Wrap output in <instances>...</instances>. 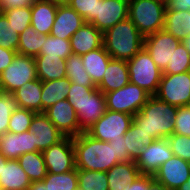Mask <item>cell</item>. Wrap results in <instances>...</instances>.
<instances>
[{
	"instance_id": "obj_1",
	"label": "cell",
	"mask_w": 190,
	"mask_h": 190,
	"mask_svg": "<svg viewBox=\"0 0 190 190\" xmlns=\"http://www.w3.org/2000/svg\"><path fill=\"white\" fill-rule=\"evenodd\" d=\"M73 146L77 170L107 172L119 163L113 145L97 140L87 132L73 137Z\"/></svg>"
},
{
	"instance_id": "obj_2",
	"label": "cell",
	"mask_w": 190,
	"mask_h": 190,
	"mask_svg": "<svg viewBox=\"0 0 190 190\" xmlns=\"http://www.w3.org/2000/svg\"><path fill=\"white\" fill-rule=\"evenodd\" d=\"M177 107L155 95L150 96L141 110L133 116V122L154 139L168 138L173 134Z\"/></svg>"
},
{
	"instance_id": "obj_3",
	"label": "cell",
	"mask_w": 190,
	"mask_h": 190,
	"mask_svg": "<svg viewBox=\"0 0 190 190\" xmlns=\"http://www.w3.org/2000/svg\"><path fill=\"white\" fill-rule=\"evenodd\" d=\"M67 100L77 114L82 132L88 131L106 111L105 94L97 87L70 83Z\"/></svg>"
},
{
	"instance_id": "obj_4",
	"label": "cell",
	"mask_w": 190,
	"mask_h": 190,
	"mask_svg": "<svg viewBox=\"0 0 190 190\" xmlns=\"http://www.w3.org/2000/svg\"><path fill=\"white\" fill-rule=\"evenodd\" d=\"M144 38L127 18L103 33V46L112 59L129 60L144 47Z\"/></svg>"
},
{
	"instance_id": "obj_5",
	"label": "cell",
	"mask_w": 190,
	"mask_h": 190,
	"mask_svg": "<svg viewBox=\"0 0 190 190\" xmlns=\"http://www.w3.org/2000/svg\"><path fill=\"white\" fill-rule=\"evenodd\" d=\"M166 4L159 0H129L128 18L144 36L164 28Z\"/></svg>"
},
{
	"instance_id": "obj_6",
	"label": "cell",
	"mask_w": 190,
	"mask_h": 190,
	"mask_svg": "<svg viewBox=\"0 0 190 190\" xmlns=\"http://www.w3.org/2000/svg\"><path fill=\"white\" fill-rule=\"evenodd\" d=\"M130 82L143 88L151 96L157 93L162 70L157 67L149 52L143 47L127 60Z\"/></svg>"
},
{
	"instance_id": "obj_7",
	"label": "cell",
	"mask_w": 190,
	"mask_h": 190,
	"mask_svg": "<svg viewBox=\"0 0 190 190\" xmlns=\"http://www.w3.org/2000/svg\"><path fill=\"white\" fill-rule=\"evenodd\" d=\"M151 95L143 88L129 82L124 87L105 93L106 109L136 115Z\"/></svg>"
},
{
	"instance_id": "obj_8",
	"label": "cell",
	"mask_w": 190,
	"mask_h": 190,
	"mask_svg": "<svg viewBox=\"0 0 190 190\" xmlns=\"http://www.w3.org/2000/svg\"><path fill=\"white\" fill-rule=\"evenodd\" d=\"M35 79H37L35 57L17 53L12 63L0 75V87L4 93H13Z\"/></svg>"
},
{
	"instance_id": "obj_9",
	"label": "cell",
	"mask_w": 190,
	"mask_h": 190,
	"mask_svg": "<svg viewBox=\"0 0 190 190\" xmlns=\"http://www.w3.org/2000/svg\"><path fill=\"white\" fill-rule=\"evenodd\" d=\"M155 96L176 107L190 105V71L162 74Z\"/></svg>"
},
{
	"instance_id": "obj_10",
	"label": "cell",
	"mask_w": 190,
	"mask_h": 190,
	"mask_svg": "<svg viewBox=\"0 0 190 190\" xmlns=\"http://www.w3.org/2000/svg\"><path fill=\"white\" fill-rule=\"evenodd\" d=\"M132 122V115L106 109L101 119L86 132L97 140L110 142L125 135Z\"/></svg>"
},
{
	"instance_id": "obj_11",
	"label": "cell",
	"mask_w": 190,
	"mask_h": 190,
	"mask_svg": "<svg viewBox=\"0 0 190 190\" xmlns=\"http://www.w3.org/2000/svg\"><path fill=\"white\" fill-rule=\"evenodd\" d=\"M42 154L49 173H67L76 168L73 137H65L42 151Z\"/></svg>"
},
{
	"instance_id": "obj_12",
	"label": "cell",
	"mask_w": 190,
	"mask_h": 190,
	"mask_svg": "<svg viewBox=\"0 0 190 190\" xmlns=\"http://www.w3.org/2000/svg\"><path fill=\"white\" fill-rule=\"evenodd\" d=\"M181 43L164 29L144 38V47L149 52L152 60L162 71L166 68L177 46Z\"/></svg>"
},
{
	"instance_id": "obj_13",
	"label": "cell",
	"mask_w": 190,
	"mask_h": 190,
	"mask_svg": "<svg viewBox=\"0 0 190 190\" xmlns=\"http://www.w3.org/2000/svg\"><path fill=\"white\" fill-rule=\"evenodd\" d=\"M173 156V152L167 138L154 139L146 146L135 163L140 174L152 175L158 171L159 167Z\"/></svg>"
},
{
	"instance_id": "obj_14",
	"label": "cell",
	"mask_w": 190,
	"mask_h": 190,
	"mask_svg": "<svg viewBox=\"0 0 190 190\" xmlns=\"http://www.w3.org/2000/svg\"><path fill=\"white\" fill-rule=\"evenodd\" d=\"M129 0H97L94 20L90 23L104 33L128 18Z\"/></svg>"
},
{
	"instance_id": "obj_15",
	"label": "cell",
	"mask_w": 190,
	"mask_h": 190,
	"mask_svg": "<svg viewBox=\"0 0 190 190\" xmlns=\"http://www.w3.org/2000/svg\"><path fill=\"white\" fill-rule=\"evenodd\" d=\"M44 113L65 137H75L82 133L77 114L67 99L50 106Z\"/></svg>"
},
{
	"instance_id": "obj_16",
	"label": "cell",
	"mask_w": 190,
	"mask_h": 190,
	"mask_svg": "<svg viewBox=\"0 0 190 190\" xmlns=\"http://www.w3.org/2000/svg\"><path fill=\"white\" fill-rule=\"evenodd\" d=\"M190 176V162L172 156L154 174V179L168 190H177Z\"/></svg>"
},
{
	"instance_id": "obj_17",
	"label": "cell",
	"mask_w": 190,
	"mask_h": 190,
	"mask_svg": "<svg viewBox=\"0 0 190 190\" xmlns=\"http://www.w3.org/2000/svg\"><path fill=\"white\" fill-rule=\"evenodd\" d=\"M29 131L33 133L34 144L41 152L65 138L44 112L35 113Z\"/></svg>"
},
{
	"instance_id": "obj_18",
	"label": "cell",
	"mask_w": 190,
	"mask_h": 190,
	"mask_svg": "<svg viewBox=\"0 0 190 190\" xmlns=\"http://www.w3.org/2000/svg\"><path fill=\"white\" fill-rule=\"evenodd\" d=\"M84 23V19L67 3L58 4L50 35L70 39Z\"/></svg>"
},
{
	"instance_id": "obj_19",
	"label": "cell",
	"mask_w": 190,
	"mask_h": 190,
	"mask_svg": "<svg viewBox=\"0 0 190 190\" xmlns=\"http://www.w3.org/2000/svg\"><path fill=\"white\" fill-rule=\"evenodd\" d=\"M73 54L83 55L103 45V33L90 23H84L70 38Z\"/></svg>"
},
{
	"instance_id": "obj_20",
	"label": "cell",
	"mask_w": 190,
	"mask_h": 190,
	"mask_svg": "<svg viewBox=\"0 0 190 190\" xmlns=\"http://www.w3.org/2000/svg\"><path fill=\"white\" fill-rule=\"evenodd\" d=\"M130 82L127 60L111 59L102 81L97 85L104 94L118 90Z\"/></svg>"
},
{
	"instance_id": "obj_21",
	"label": "cell",
	"mask_w": 190,
	"mask_h": 190,
	"mask_svg": "<svg viewBox=\"0 0 190 190\" xmlns=\"http://www.w3.org/2000/svg\"><path fill=\"white\" fill-rule=\"evenodd\" d=\"M58 3L51 0H36L31 6V26L41 35H50Z\"/></svg>"
},
{
	"instance_id": "obj_22",
	"label": "cell",
	"mask_w": 190,
	"mask_h": 190,
	"mask_svg": "<svg viewBox=\"0 0 190 190\" xmlns=\"http://www.w3.org/2000/svg\"><path fill=\"white\" fill-rule=\"evenodd\" d=\"M30 185L31 181L18 160L9 159L3 165L0 175L1 190H27Z\"/></svg>"
},
{
	"instance_id": "obj_23",
	"label": "cell",
	"mask_w": 190,
	"mask_h": 190,
	"mask_svg": "<svg viewBox=\"0 0 190 190\" xmlns=\"http://www.w3.org/2000/svg\"><path fill=\"white\" fill-rule=\"evenodd\" d=\"M108 190H125L141 174L135 161L120 162L107 172Z\"/></svg>"
},
{
	"instance_id": "obj_24",
	"label": "cell",
	"mask_w": 190,
	"mask_h": 190,
	"mask_svg": "<svg viewBox=\"0 0 190 190\" xmlns=\"http://www.w3.org/2000/svg\"><path fill=\"white\" fill-rule=\"evenodd\" d=\"M81 58L85 71L89 74L93 83L97 86L102 81L106 67L112 57L102 45L100 48L81 55Z\"/></svg>"
},
{
	"instance_id": "obj_25",
	"label": "cell",
	"mask_w": 190,
	"mask_h": 190,
	"mask_svg": "<svg viewBox=\"0 0 190 190\" xmlns=\"http://www.w3.org/2000/svg\"><path fill=\"white\" fill-rule=\"evenodd\" d=\"M12 94L17 101L18 108L29 109L36 113L41 112L42 80L37 78L27 82Z\"/></svg>"
},
{
	"instance_id": "obj_26",
	"label": "cell",
	"mask_w": 190,
	"mask_h": 190,
	"mask_svg": "<svg viewBox=\"0 0 190 190\" xmlns=\"http://www.w3.org/2000/svg\"><path fill=\"white\" fill-rule=\"evenodd\" d=\"M37 78L42 81L58 80L66 77V60L61 57L39 55L35 57Z\"/></svg>"
},
{
	"instance_id": "obj_27",
	"label": "cell",
	"mask_w": 190,
	"mask_h": 190,
	"mask_svg": "<svg viewBox=\"0 0 190 190\" xmlns=\"http://www.w3.org/2000/svg\"><path fill=\"white\" fill-rule=\"evenodd\" d=\"M70 81L67 77L42 81L41 112H44L55 103L67 99Z\"/></svg>"
},
{
	"instance_id": "obj_28",
	"label": "cell",
	"mask_w": 190,
	"mask_h": 190,
	"mask_svg": "<svg viewBox=\"0 0 190 190\" xmlns=\"http://www.w3.org/2000/svg\"><path fill=\"white\" fill-rule=\"evenodd\" d=\"M163 29L181 41L190 34L189 11L166 9Z\"/></svg>"
},
{
	"instance_id": "obj_29",
	"label": "cell",
	"mask_w": 190,
	"mask_h": 190,
	"mask_svg": "<svg viewBox=\"0 0 190 190\" xmlns=\"http://www.w3.org/2000/svg\"><path fill=\"white\" fill-rule=\"evenodd\" d=\"M154 138L150 134L145 133L132 122L128 131L124 135V142L128 150V161L136 159L140 156L141 151L152 143Z\"/></svg>"
},
{
	"instance_id": "obj_30",
	"label": "cell",
	"mask_w": 190,
	"mask_h": 190,
	"mask_svg": "<svg viewBox=\"0 0 190 190\" xmlns=\"http://www.w3.org/2000/svg\"><path fill=\"white\" fill-rule=\"evenodd\" d=\"M31 182L42 181L47 168L41 151L27 152L17 159Z\"/></svg>"
},
{
	"instance_id": "obj_31",
	"label": "cell",
	"mask_w": 190,
	"mask_h": 190,
	"mask_svg": "<svg viewBox=\"0 0 190 190\" xmlns=\"http://www.w3.org/2000/svg\"><path fill=\"white\" fill-rule=\"evenodd\" d=\"M47 35H41L32 26H29L21 34H19V45L17 53L25 56H39Z\"/></svg>"
},
{
	"instance_id": "obj_32",
	"label": "cell",
	"mask_w": 190,
	"mask_h": 190,
	"mask_svg": "<svg viewBox=\"0 0 190 190\" xmlns=\"http://www.w3.org/2000/svg\"><path fill=\"white\" fill-rule=\"evenodd\" d=\"M66 77L71 83L84 87H97L85 71L81 55L71 54L66 59Z\"/></svg>"
},
{
	"instance_id": "obj_33",
	"label": "cell",
	"mask_w": 190,
	"mask_h": 190,
	"mask_svg": "<svg viewBox=\"0 0 190 190\" xmlns=\"http://www.w3.org/2000/svg\"><path fill=\"white\" fill-rule=\"evenodd\" d=\"M42 181L49 190H78V170L61 174L47 172Z\"/></svg>"
},
{
	"instance_id": "obj_34",
	"label": "cell",
	"mask_w": 190,
	"mask_h": 190,
	"mask_svg": "<svg viewBox=\"0 0 190 190\" xmlns=\"http://www.w3.org/2000/svg\"><path fill=\"white\" fill-rule=\"evenodd\" d=\"M79 190H108L107 173L102 171L78 170Z\"/></svg>"
},
{
	"instance_id": "obj_35",
	"label": "cell",
	"mask_w": 190,
	"mask_h": 190,
	"mask_svg": "<svg viewBox=\"0 0 190 190\" xmlns=\"http://www.w3.org/2000/svg\"><path fill=\"white\" fill-rule=\"evenodd\" d=\"M71 54H73V52L70 45V39H62L52 35H47V39L39 52V55L59 56L64 60Z\"/></svg>"
},
{
	"instance_id": "obj_36",
	"label": "cell",
	"mask_w": 190,
	"mask_h": 190,
	"mask_svg": "<svg viewBox=\"0 0 190 190\" xmlns=\"http://www.w3.org/2000/svg\"><path fill=\"white\" fill-rule=\"evenodd\" d=\"M190 71V52L182 44L175 49L171 62H168L162 74H179Z\"/></svg>"
},
{
	"instance_id": "obj_37",
	"label": "cell",
	"mask_w": 190,
	"mask_h": 190,
	"mask_svg": "<svg viewBox=\"0 0 190 190\" xmlns=\"http://www.w3.org/2000/svg\"><path fill=\"white\" fill-rule=\"evenodd\" d=\"M2 13L19 34L31 26V6L26 8L4 9Z\"/></svg>"
},
{
	"instance_id": "obj_38",
	"label": "cell",
	"mask_w": 190,
	"mask_h": 190,
	"mask_svg": "<svg viewBox=\"0 0 190 190\" xmlns=\"http://www.w3.org/2000/svg\"><path fill=\"white\" fill-rule=\"evenodd\" d=\"M35 113L29 109L17 108L11 114L8 132L20 134L29 131Z\"/></svg>"
},
{
	"instance_id": "obj_39",
	"label": "cell",
	"mask_w": 190,
	"mask_h": 190,
	"mask_svg": "<svg viewBox=\"0 0 190 190\" xmlns=\"http://www.w3.org/2000/svg\"><path fill=\"white\" fill-rule=\"evenodd\" d=\"M19 33L13 28L6 16L0 13V47L17 52Z\"/></svg>"
},
{
	"instance_id": "obj_40",
	"label": "cell",
	"mask_w": 190,
	"mask_h": 190,
	"mask_svg": "<svg viewBox=\"0 0 190 190\" xmlns=\"http://www.w3.org/2000/svg\"><path fill=\"white\" fill-rule=\"evenodd\" d=\"M17 108V101L12 93L0 94V135L8 131L11 114Z\"/></svg>"
},
{
	"instance_id": "obj_41",
	"label": "cell",
	"mask_w": 190,
	"mask_h": 190,
	"mask_svg": "<svg viewBox=\"0 0 190 190\" xmlns=\"http://www.w3.org/2000/svg\"><path fill=\"white\" fill-rule=\"evenodd\" d=\"M174 156L190 162V137L172 134L167 138Z\"/></svg>"
},
{
	"instance_id": "obj_42",
	"label": "cell",
	"mask_w": 190,
	"mask_h": 190,
	"mask_svg": "<svg viewBox=\"0 0 190 190\" xmlns=\"http://www.w3.org/2000/svg\"><path fill=\"white\" fill-rule=\"evenodd\" d=\"M67 4L84 19L85 23L94 20L97 0H68Z\"/></svg>"
},
{
	"instance_id": "obj_43",
	"label": "cell",
	"mask_w": 190,
	"mask_h": 190,
	"mask_svg": "<svg viewBox=\"0 0 190 190\" xmlns=\"http://www.w3.org/2000/svg\"><path fill=\"white\" fill-rule=\"evenodd\" d=\"M173 134L190 137V105L177 107Z\"/></svg>"
},
{
	"instance_id": "obj_44",
	"label": "cell",
	"mask_w": 190,
	"mask_h": 190,
	"mask_svg": "<svg viewBox=\"0 0 190 190\" xmlns=\"http://www.w3.org/2000/svg\"><path fill=\"white\" fill-rule=\"evenodd\" d=\"M0 153L7 159H18L17 133L0 135Z\"/></svg>"
},
{
	"instance_id": "obj_45",
	"label": "cell",
	"mask_w": 190,
	"mask_h": 190,
	"mask_svg": "<svg viewBox=\"0 0 190 190\" xmlns=\"http://www.w3.org/2000/svg\"><path fill=\"white\" fill-rule=\"evenodd\" d=\"M17 144L18 158L27 152L39 151L34 144L33 133L30 131L17 134Z\"/></svg>"
},
{
	"instance_id": "obj_46",
	"label": "cell",
	"mask_w": 190,
	"mask_h": 190,
	"mask_svg": "<svg viewBox=\"0 0 190 190\" xmlns=\"http://www.w3.org/2000/svg\"><path fill=\"white\" fill-rule=\"evenodd\" d=\"M109 145L114 146L115 156H117L119 163L128 161V150L124 142V135H122L120 139L110 141Z\"/></svg>"
},
{
	"instance_id": "obj_47",
	"label": "cell",
	"mask_w": 190,
	"mask_h": 190,
	"mask_svg": "<svg viewBox=\"0 0 190 190\" xmlns=\"http://www.w3.org/2000/svg\"><path fill=\"white\" fill-rule=\"evenodd\" d=\"M153 179H154V177L152 175L141 174L132 183H128L127 188L125 190H143V188L148 187L149 183Z\"/></svg>"
},
{
	"instance_id": "obj_48",
	"label": "cell",
	"mask_w": 190,
	"mask_h": 190,
	"mask_svg": "<svg viewBox=\"0 0 190 190\" xmlns=\"http://www.w3.org/2000/svg\"><path fill=\"white\" fill-rule=\"evenodd\" d=\"M17 52L0 47V75L12 63Z\"/></svg>"
},
{
	"instance_id": "obj_49",
	"label": "cell",
	"mask_w": 190,
	"mask_h": 190,
	"mask_svg": "<svg viewBox=\"0 0 190 190\" xmlns=\"http://www.w3.org/2000/svg\"><path fill=\"white\" fill-rule=\"evenodd\" d=\"M36 0H0L1 10L11 8H26L32 6Z\"/></svg>"
},
{
	"instance_id": "obj_50",
	"label": "cell",
	"mask_w": 190,
	"mask_h": 190,
	"mask_svg": "<svg viewBox=\"0 0 190 190\" xmlns=\"http://www.w3.org/2000/svg\"><path fill=\"white\" fill-rule=\"evenodd\" d=\"M166 9L175 11H190V0H168Z\"/></svg>"
},
{
	"instance_id": "obj_51",
	"label": "cell",
	"mask_w": 190,
	"mask_h": 190,
	"mask_svg": "<svg viewBox=\"0 0 190 190\" xmlns=\"http://www.w3.org/2000/svg\"><path fill=\"white\" fill-rule=\"evenodd\" d=\"M143 190H168L166 189L160 182L153 179L147 188H143Z\"/></svg>"
},
{
	"instance_id": "obj_52",
	"label": "cell",
	"mask_w": 190,
	"mask_h": 190,
	"mask_svg": "<svg viewBox=\"0 0 190 190\" xmlns=\"http://www.w3.org/2000/svg\"><path fill=\"white\" fill-rule=\"evenodd\" d=\"M27 190H49L48 187H45L43 181L31 182L30 187Z\"/></svg>"
},
{
	"instance_id": "obj_53",
	"label": "cell",
	"mask_w": 190,
	"mask_h": 190,
	"mask_svg": "<svg viewBox=\"0 0 190 190\" xmlns=\"http://www.w3.org/2000/svg\"><path fill=\"white\" fill-rule=\"evenodd\" d=\"M182 44L186 47V49L190 52V34L185 36L181 40Z\"/></svg>"
},
{
	"instance_id": "obj_54",
	"label": "cell",
	"mask_w": 190,
	"mask_h": 190,
	"mask_svg": "<svg viewBox=\"0 0 190 190\" xmlns=\"http://www.w3.org/2000/svg\"><path fill=\"white\" fill-rule=\"evenodd\" d=\"M177 190H190V176Z\"/></svg>"
},
{
	"instance_id": "obj_55",
	"label": "cell",
	"mask_w": 190,
	"mask_h": 190,
	"mask_svg": "<svg viewBox=\"0 0 190 190\" xmlns=\"http://www.w3.org/2000/svg\"><path fill=\"white\" fill-rule=\"evenodd\" d=\"M8 160H9V159H7L6 157H4V156L0 153V175H1V171H2L3 165H5Z\"/></svg>"
},
{
	"instance_id": "obj_56",
	"label": "cell",
	"mask_w": 190,
	"mask_h": 190,
	"mask_svg": "<svg viewBox=\"0 0 190 190\" xmlns=\"http://www.w3.org/2000/svg\"><path fill=\"white\" fill-rule=\"evenodd\" d=\"M51 1L56 2L58 4H64L68 2V0H51Z\"/></svg>"
},
{
	"instance_id": "obj_57",
	"label": "cell",
	"mask_w": 190,
	"mask_h": 190,
	"mask_svg": "<svg viewBox=\"0 0 190 190\" xmlns=\"http://www.w3.org/2000/svg\"><path fill=\"white\" fill-rule=\"evenodd\" d=\"M159 1H162V2H164L165 4L168 2V0H159Z\"/></svg>"
}]
</instances>
